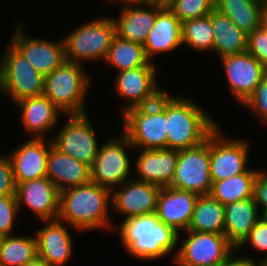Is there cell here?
I'll return each mask as SVG.
<instances>
[{
    "label": "cell",
    "instance_id": "cell-1",
    "mask_svg": "<svg viewBox=\"0 0 267 266\" xmlns=\"http://www.w3.org/2000/svg\"><path fill=\"white\" fill-rule=\"evenodd\" d=\"M111 193L92 181L66 189L60 192L58 219L77 231L111 229Z\"/></svg>",
    "mask_w": 267,
    "mask_h": 266
},
{
    "label": "cell",
    "instance_id": "cell-2",
    "mask_svg": "<svg viewBox=\"0 0 267 266\" xmlns=\"http://www.w3.org/2000/svg\"><path fill=\"white\" fill-rule=\"evenodd\" d=\"M219 126L188 96L166 92L167 148L184 150L202 144Z\"/></svg>",
    "mask_w": 267,
    "mask_h": 266
},
{
    "label": "cell",
    "instance_id": "cell-3",
    "mask_svg": "<svg viewBox=\"0 0 267 266\" xmlns=\"http://www.w3.org/2000/svg\"><path fill=\"white\" fill-rule=\"evenodd\" d=\"M91 77L83 64L64 61L44 77L43 95L65 115L86 114V98L91 87Z\"/></svg>",
    "mask_w": 267,
    "mask_h": 266
},
{
    "label": "cell",
    "instance_id": "cell-4",
    "mask_svg": "<svg viewBox=\"0 0 267 266\" xmlns=\"http://www.w3.org/2000/svg\"><path fill=\"white\" fill-rule=\"evenodd\" d=\"M122 132L134 150L167 148L166 91L152 104L122 114Z\"/></svg>",
    "mask_w": 267,
    "mask_h": 266
},
{
    "label": "cell",
    "instance_id": "cell-5",
    "mask_svg": "<svg viewBox=\"0 0 267 266\" xmlns=\"http://www.w3.org/2000/svg\"><path fill=\"white\" fill-rule=\"evenodd\" d=\"M115 35L116 26L112 16L85 22L63 37L65 59L78 64L104 61Z\"/></svg>",
    "mask_w": 267,
    "mask_h": 266
},
{
    "label": "cell",
    "instance_id": "cell-6",
    "mask_svg": "<svg viewBox=\"0 0 267 266\" xmlns=\"http://www.w3.org/2000/svg\"><path fill=\"white\" fill-rule=\"evenodd\" d=\"M0 57V92L13 104L25 98L43 95L44 76L10 43Z\"/></svg>",
    "mask_w": 267,
    "mask_h": 266
},
{
    "label": "cell",
    "instance_id": "cell-7",
    "mask_svg": "<svg viewBox=\"0 0 267 266\" xmlns=\"http://www.w3.org/2000/svg\"><path fill=\"white\" fill-rule=\"evenodd\" d=\"M121 133V137H110L99 147L94 164L90 168L91 181L111 191L115 185L119 186L130 180L131 168L134 166L127 154L129 149L134 147L128 137L122 131Z\"/></svg>",
    "mask_w": 267,
    "mask_h": 266
},
{
    "label": "cell",
    "instance_id": "cell-8",
    "mask_svg": "<svg viewBox=\"0 0 267 266\" xmlns=\"http://www.w3.org/2000/svg\"><path fill=\"white\" fill-rule=\"evenodd\" d=\"M185 232L188 236L172 259L179 266H219L236 251L223 234Z\"/></svg>",
    "mask_w": 267,
    "mask_h": 266
},
{
    "label": "cell",
    "instance_id": "cell-9",
    "mask_svg": "<svg viewBox=\"0 0 267 266\" xmlns=\"http://www.w3.org/2000/svg\"><path fill=\"white\" fill-rule=\"evenodd\" d=\"M170 187L198 196L210 194V135L202 144L178 151L175 175Z\"/></svg>",
    "mask_w": 267,
    "mask_h": 266
},
{
    "label": "cell",
    "instance_id": "cell-10",
    "mask_svg": "<svg viewBox=\"0 0 267 266\" xmlns=\"http://www.w3.org/2000/svg\"><path fill=\"white\" fill-rule=\"evenodd\" d=\"M66 117L68 120L51 139L52 145L91 168L100 147L96 130L87 113L66 115Z\"/></svg>",
    "mask_w": 267,
    "mask_h": 266
},
{
    "label": "cell",
    "instance_id": "cell-11",
    "mask_svg": "<svg viewBox=\"0 0 267 266\" xmlns=\"http://www.w3.org/2000/svg\"><path fill=\"white\" fill-rule=\"evenodd\" d=\"M154 63L150 61L145 66L117 72L115 92L126 102L122 106V114L128 109L155 103L165 92L156 84L158 67Z\"/></svg>",
    "mask_w": 267,
    "mask_h": 266
},
{
    "label": "cell",
    "instance_id": "cell-12",
    "mask_svg": "<svg viewBox=\"0 0 267 266\" xmlns=\"http://www.w3.org/2000/svg\"><path fill=\"white\" fill-rule=\"evenodd\" d=\"M218 126L210 134V177L212 183L246 172L250 154L245 139L224 137Z\"/></svg>",
    "mask_w": 267,
    "mask_h": 266
},
{
    "label": "cell",
    "instance_id": "cell-13",
    "mask_svg": "<svg viewBox=\"0 0 267 266\" xmlns=\"http://www.w3.org/2000/svg\"><path fill=\"white\" fill-rule=\"evenodd\" d=\"M15 27L10 44L44 77L66 61L63 38L52 42L30 37L24 32L23 22Z\"/></svg>",
    "mask_w": 267,
    "mask_h": 266
},
{
    "label": "cell",
    "instance_id": "cell-14",
    "mask_svg": "<svg viewBox=\"0 0 267 266\" xmlns=\"http://www.w3.org/2000/svg\"><path fill=\"white\" fill-rule=\"evenodd\" d=\"M220 61L233 98L243 105L267 74V68L248 51L222 57Z\"/></svg>",
    "mask_w": 267,
    "mask_h": 266
},
{
    "label": "cell",
    "instance_id": "cell-15",
    "mask_svg": "<svg viewBox=\"0 0 267 266\" xmlns=\"http://www.w3.org/2000/svg\"><path fill=\"white\" fill-rule=\"evenodd\" d=\"M160 189V186L152 183L128 180L111 194V209L121 213L124 216L123 220L132 216L156 213Z\"/></svg>",
    "mask_w": 267,
    "mask_h": 266
},
{
    "label": "cell",
    "instance_id": "cell-16",
    "mask_svg": "<svg viewBox=\"0 0 267 266\" xmlns=\"http://www.w3.org/2000/svg\"><path fill=\"white\" fill-rule=\"evenodd\" d=\"M16 199L19 209L26 206L41 220L58 219L60 192L47 177L17 184Z\"/></svg>",
    "mask_w": 267,
    "mask_h": 266
},
{
    "label": "cell",
    "instance_id": "cell-17",
    "mask_svg": "<svg viewBox=\"0 0 267 266\" xmlns=\"http://www.w3.org/2000/svg\"><path fill=\"white\" fill-rule=\"evenodd\" d=\"M29 138L21 143L9 156L15 184L46 177L47 158L51 139Z\"/></svg>",
    "mask_w": 267,
    "mask_h": 266
},
{
    "label": "cell",
    "instance_id": "cell-18",
    "mask_svg": "<svg viewBox=\"0 0 267 266\" xmlns=\"http://www.w3.org/2000/svg\"><path fill=\"white\" fill-rule=\"evenodd\" d=\"M178 150L171 148L142 149L135 160V172L141 182L170 186L175 175Z\"/></svg>",
    "mask_w": 267,
    "mask_h": 266
},
{
    "label": "cell",
    "instance_id": "cell-19",
    "mask_svg": "<svg viewBox=\"0 0 267 266\" xmlns=\"http://www.w3.org/2000/svg\"><path fill=\"white\" fill-rule=\"evenodd\" d=\"M164 6L158 3L145 2L122 6L118 18L113 17L116 35L143 45L154 26L157 13Z\"/></svg>",
    "mask_w": 267,
    "mask_h": 266
},
{
    "label": "cell",
    "instance_id": "cell-20",
    "mask_svg": "<svg viewBox=\"0 0 267 266\" xmlns=\"http://www.w3.org/2000/svg\"><path fill=\"white\" fill-rule=\"evenodd\" d=\"M198 195L170 186L162 187L157 198L156 214L161 222L177 232L188 229Z\"/></svg>",
    "mask_w": 267,
    "mask_h": 266
},
{
    "label": "cell",
    "instance_id": "cell-21",
    "mask_svg": "<svg viewBox=\"0 0 267 266\" xmlns=\"http://www.w3.org/2000/svg\"><path fill=\"white\" fill-rule=\"evenodd\" d=\"M45 226L34 234L38 257L52 266H64L71 259L73 240L64 222L59 219L42 220Z\"/></svg>",
    "mask_w": 267,
    "mask_h": 266
},
{
    "label": "cell",
    "instance_id": "cell-22",
    "mask_svg": "<svg viewBox=\"0 0 267 266\" xmlns=\"http://www.w3.org/2000/svg\"><path fill=\"white\" fill-rule=\"evenodd\" d=\"M15 105L21 112L23 128L35 139H45L46 132L55 128L59 116L64 115L45 95L25 98Z\"/></svg>",
    "mask_w": 267,
    "mask_h": 266
},
{
    "label": "cell",
    "instance_id": "cell-23",
    "mask_svg": "<svg viewBox=\"0 0 267 266\" xmlns=\"http://www.w3.org/2000/svg\"><path fill=\"white\" fill-rule=\"evenodd\" d=\"M182 23L165 5L156 15L154 26L151 28L143 44L147 58L153 62L156 54L167 53L182 46Z\"/></svg>",
    "mask_w": 267,
    "mask_h": 266
},
{
    "label": "cell",
    "instance_id": "cell-24",
    "mask_svg": "<svg viewBox=\"0 0 267 266\" xmlns=\"http://www.w3.org/2000/svg\"><path fill=\"white\" fill-rule=\"evenodd\" d=\"M46 177L58 188L59 192H62L90 182L91 171L86 164L51 145L47 158Z\"/></svg>",
    "mask_w": 267,
    "mask_h": 266
},
{
    "label": "cell",
    "instance_id": "cell-25",
    "mask_svg": "<svg viewBox=\"0 0 267 266\" xmlns=\"http://www.w3.org/2000/svg\"><path fill=\"white\" fill-rule=\"evenodd\" d=\"M180 237L173 227L159 221L147 235L135 236V241L124 251L138 260H156L177 249Z\"/></svg>",
    "mask_w": 267,
    "mask_h": 266
},
{
    "label": "cell",
    "instance_id": "cell-26",
    "mask_svg": "<svg viewBox=\"0 0 267 266\" xmlns=\"http://www.w3.org/2000/svg\"><path fill=\"white\" fill-rule=\"evenodd\" d=\"M255 198L240 200L224 206L225 232L229 243L237 249L262 217Z\"/></svg>",
    "mask_w": 267,
    "mask_h": 266
},
{
    "label": "cell",
    "instance_id": "cell-27",
    "mask_svg": "<svg viewBox=\"0 0 267 266\" xmlns=\"http://www.w3.org/2000/svg\"><path fill=\"white\" fill-rule=\"evenodd\" d=\"M213 26V53L219 58L247 51L248 34L239 29L225 14L213 9L210 12Z\"/></svg>",
    "mask_w": 267,
    "mask_h": 266
},
{
    "label": "cell",
    "instance_id": "cell-28",
    "mask_svg": "<svg viewBox=\"0 0 267 266\" xmlns=\"http://www.w3.org/2000/svg\"><path fill=\"white\" fill-rule=\"evenodd\" d=\"M261 0H215V9L225 14L247 34L262 25Z\"/></svg>",
    "mask_w": 267,
    "mask_h": 266
},
{
    "label": "cell",
    "instance_id": "cell-29",
    "mask_svg": "<svg viewBox=\"0 0 267 266\" xmlns=\"http://www.w3.org/2000/svg\"><path fill=\"white\" fill-rule=\"evenodd\" d=\"M258 169L249 168L242 174L214 181L210 195L224 206L254 197V182Z\"/></svg>",
    "mask_w": 267,
    "mask_h": 266
},
{
    "label": "cell",
    "instance_id": "cell-30",
    "mask_svg": "<svg viewBox=\"0 0 267 266\" xmlns=\"http://www.w3.org/2000/svg\"><path fill=\"white\" fill-rule=\"evenodd\" d=\"M187 230L224 235V205L214 199L210 194L199 196Z\"/></svg>",
    "mask_w": 267,
    "mask_h": 266
},
{
    "label": "cell",
    "instance_id": "cell-31",
    "mask_svg": "<svg viewBox=\"0 0 267 266\" xmlns=\"http://www.w3.org/2000/svg\"><path fill=\"white\" fill-rule=\"evenodd\" d=\"M38 256L34 236L8 235L0 241V266H25Z\"/></svg>",
    "mask_w": 267,
    "mask_h": 266
},
{
    "label": "cell",
    "instance_id": "cell-32",
    "mask_svg": "<svg viewBox=\"0 0 267 266\" xmlns=\"http://www.w3.org/2000/svg\"><path fill=\"white\" fill-rule=\"evenodd\" d=\"M104 62L109 63L119 72L145 66L150 60L145 54L143 45L115 35Z\"/></svg>",
    "mask_w": 267,
    "mask_h": 266
},
{
    "label": "cell",
    "instance_id": "cell-33",
    "mask_svg": "<svg viewBox=\"0 0 267 266\" xmlns=\"http://www.w3.org/2000/svg\"><path fill=\"white\" fill-rule=\"evenodd\" d=\"M182 44L194 51L213 52L214 34L210 15L182 22Z\"/></svg>",
    "mask_w": 267,
    "mask_h": 266
},
{
    "label": "cell",
    "instance_id": "cell-34",
    "mask_svg": "<svg viewBox=\"0 0 267 266\" xmlns=\"http://www.w3.org/2000/svg\"><path fill=\"white\" fill-rule=\"evenodd\" d=\"M160 221L156 213L132 216L122 220L119 226L121 245L126 250L134 241L135 236L147 235Z\"/></svg>",
    "mask_w": 267,
    "mask_h": 266
},
{
    "label": "cell",
    "instance_id": "cell-35",
    "mask_svg": "<svg viewBox=\"0 0 267 266\" xmlns=\"http://www.w3.org/2000/svg\"><path fill=\"white\" fill-rule=\"evenodd\" d=\"M166 6L182 23L209 15L215 8V0H171Z\"/></svg>",
    "mask_w": 267,
    "mask_h": 266
},
{
    "label": "cell",
    "instance_id": "cell-36",
    "mask_svg": "<svg viewBox=\"0 0 267 266\" xmlns=\"http://www.w3.org/2000/svg\"><path fill=\"white\" fill-rule=\"evenodd\" d=\"M251 245L254 250L265 252V255L259 259H256L257 262L262 265L267 261V219L265 217H261L255 226L250 231L248 237L244 240V242L236 249V254L241 252V249Z\"/></svg>",
    "mask_w": 267,
    "mask_h": 266
},
{
    "label": "cell",
    "instance_id": "cell-37",
    "mask_svg": "<svg viewBox=\"0 0 267 266\" xmlns=\"http://www.w3.org/2000/svg\"><path fill=\"white\" fill-rule=\"evenodd\" d=\"M19 208L16 195L0 196V236L12 235Z\"/></svg>",
    "mask_w": 267,
    "mask_h": 266
},
{
    "label": "cell",
    "instance_id": "cell-38",
    "mask_svg": "<svg viewBox=\"0 0 267 266\" xmlns=\"http://www.w3.org/2000/svg\"><path fill=\"white\" fill-rule=\"evenodd\" d=\"M242 106L249 108L257 119L260 118L262 123L267 124V74Z\"/></svg>",
    "mask_w": 267,
    "mask_h": 266
},
{
    "label": "cell",
    "instance_id": "cell-39",
    "mask_svg": "<svg viewBox=\"0 0 267 266\" xmlns=\"http://www.w3.org/2000/svg\"><path fill=\"white\" fill-rule=\"evenodd\" d=\"M247 51L267 68V28L261 25L248 34Z\"/></svg>",
    "mask_w": 267,
    "mask_h": 266
},
{
    "label": "cell",
    "instance_id": "cell-40",
    "mask_svg": "<svg viewBox=\"0 0 267 266\" xmlns=\"http://www.w3.org/2000/svg\"><path fill=\"white\" fill-rule=\"evenodd\" d=\"M16 195V184L9 156L0 154V196Z\"/></svg>",
    "mask_w": 267,
    "mask_h": 266
},
{
    "label": "cell",
    "instance_id": "cell-41",
    "mask_svg": "<svg viewBox=\"0 0 267 266\" xmlns=\"http://www.w3.org/2000/svg\"><path fill=\"white\" fill-rule=\"evenodd\" d=\"M254 198L262 216L267 212V173L259 170L254 182Z\"/></svg>",
    "mask_w": 267,
    "mask_h": 266
},
{
    "label": "cell",
    "instance_id": "cell-42",
    "mask_svg": "<svg viewBox=\"0 0 267 266\" xmlns=\"http://www.w3.org/2000/svg\"><path fill=\"white\" fill-rule=\"evenodd\" d=\"M236 251H234L222 264L219 266H261L256 259L250 256H240L236 257Z\"/></svg>",
    "mask_w": 267,
    "mask_h": 266
},
{
    "label": "cell",
    "instance_id": "cell-43",
    "mask_svg": "<svg viewBox=\"0 0 267 266\" xmlns=\"http://www.w3.org/2000/svg\"><path fill=\"white\" fill-rule=\"evenodd\" d=\"M25 266H52V265L49 264L44 259L37 256L35 259L27 263Z\"/></svg>",
    "mask_w": 267,
    "mask_h": 266
},
{
    "label": "cell",
    "instance_id": "cell-44",
    "mask_svg": "<svg viewBox=\"0 0 267 266\" xmlns=\"http://www.w3.org/2000/svg\"><path fill=\"white\" fill-rule=\"evenodd\" d=\"M109 2L114 4H122L124 5H131V4H138L144 2V0H108ZM119 2V3H118Z\"/></svg>",
    "mask_w": 267,
    "mask_h": 266
},
{
    "label": "cell",
    "instance_id": "cell-45",
    "mask_svg": "<svg viewBox=\"0 0 267 266\" xmlns=\"http://www.w3.org/2000/svg\"><path fill=\"white\" fill-rule=\"evenodd\" d=\"M261 17H262L261 18L262 26L264 28H267V1L262 2V16Z\"/></svg>",
    "mask_w": 267,
    "mask_h": 266
},
{
    "label": "cell",
    "instance_id": "cell-46",
    "mask_svg": "<svg viewBox=\"0 0 267 266\" xmlns=\"http://www.w3.org/2000/svg\"><path fill=\"white\" fill-rule=\"evenodd\" d=\"M145 3H158L162 5H167L170 0H144Z\"/></svg>",
    "mask_w": 267,
    "mask_h": 266
},
{
    "label": "cell",
    "instance_id": "cell-47",
    "mask_svg": "<svg viewBox=\"0 0 267 266\" xmlns=\"http://www.w3.org/2000/svg\"><path fill=\"white\" fill-rule=\"evenodd\" d=\"M261 266H267V261L264 262Z\"/></svg>",
    "mask_w": 267,
    "mask_h": 266
},
{
    "label": "cell",
    "instance_id": "cell-48",
    "mask_svg": "<svg viewBox=\"0 0 267 266\" xmlns=\"http://www.w3.org/2000/svg\"><path fill=\"white\" fill-rule=\"evenodd\" d=\"M263 217H265L267 219V212L263 215Z\"/></svg>",
    "mask_w": 267,
    "mask_h": 266
}]
</instances>
